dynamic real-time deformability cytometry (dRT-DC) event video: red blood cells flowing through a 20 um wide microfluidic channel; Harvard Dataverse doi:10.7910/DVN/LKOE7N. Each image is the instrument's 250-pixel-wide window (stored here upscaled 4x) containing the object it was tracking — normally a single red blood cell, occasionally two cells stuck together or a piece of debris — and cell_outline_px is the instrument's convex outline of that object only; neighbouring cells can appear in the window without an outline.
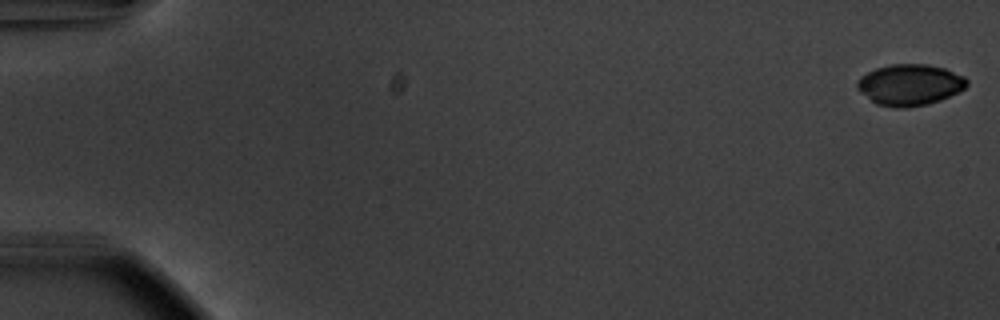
{"species": "common noctule bat (a hibernating species)", "species_latin": "Nyctalus noctula", "temperature_condition": "warm", "stored_images_in_passage": 55, "camera_frame_rate_fps": 3000, "um_per_image_px": 0.085, "animal": {"sex": "male", "body_mass_g": 20.1, "forearm_length_mm": 53.5}, "frame": {"image": 1, "passage_image": 1, "time_ms": 0.0, "image_size_px": [1000, 320], "cell_outline_px": [[968, 84], [960, 92], [940, 100], [928, 104], [904, 108], [896, 108], [876, 104], [860, 92], [856, 88], [856, 80], [860, 76], [876, 68], [892, 64], [928, 64], [944, 68], [964, 76], [968, 80]], "centroid_in_image_um": [77.32, 7.21], "position_along_channel_um": 7.7, "area_um2": 26.53}}
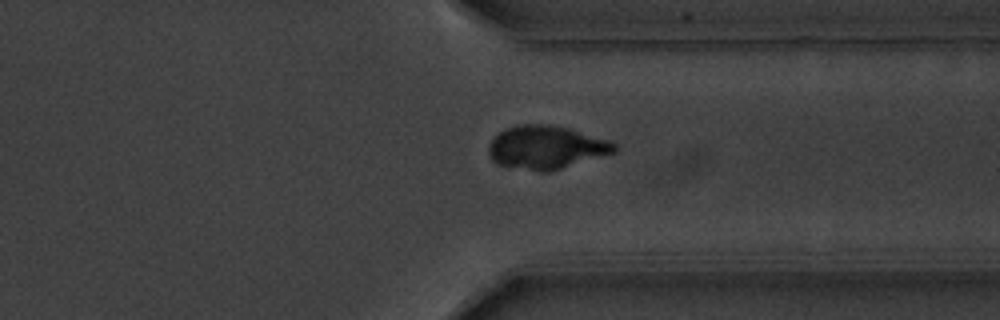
{"frame": {"image": 2, "passage_image": 43, "time_ms": 14.0, "image_size_px": [1000, 320], "cell_outline_px": [[616, 152], [548, 172], [540, 172], [496, 164], [492, 160], [488, 152], [488, 144], [492, 136], [496, 132], [504, 128], [516, 124], [548, 124], [568, 128], [608, 140], [616, 144]], "centroid_in_image_um": [46.35, 12.51], "position_along_channel_um": 365.1, "area_um2": 31.96}}
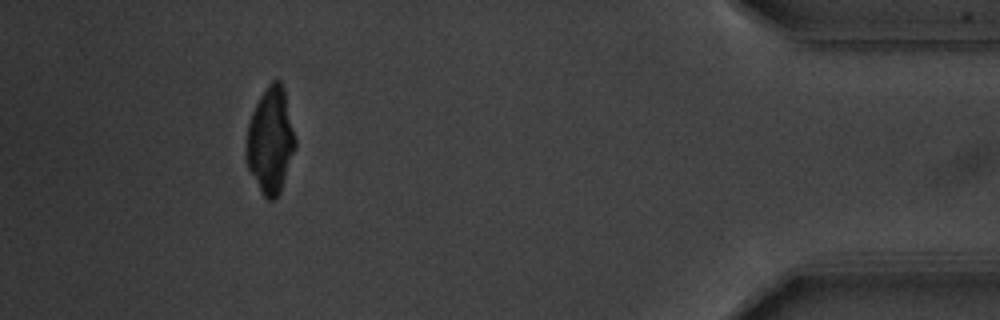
{"frame": {"image": 3, "passage_image": 51, "time_ms": 16.667, "image_size_px": [1000, 320], "cell_outline_px": [[296, 144], [280, 192], [276, 200], [268, 200], [260, 192], [248, 168], [244, 156], [244, 152], [248, 124], [252, 112], [260, 96], [268, 84], [272, 80], [280, 80], [284, 88], [296, 140]], "centroid_in_image_um": [22.96, 11.95], "position_along_channel_um": 412.2, "area_um2": 30.35}}